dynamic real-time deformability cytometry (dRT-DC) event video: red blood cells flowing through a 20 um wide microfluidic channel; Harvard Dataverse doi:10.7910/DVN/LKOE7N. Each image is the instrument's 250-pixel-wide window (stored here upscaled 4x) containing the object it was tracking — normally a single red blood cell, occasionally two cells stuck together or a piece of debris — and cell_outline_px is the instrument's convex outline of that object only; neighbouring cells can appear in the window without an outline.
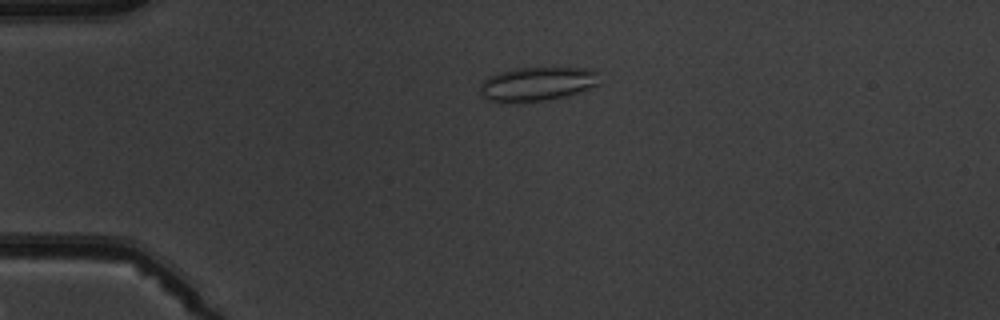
{"species": "common noctule bat (a hibernating species)", "species_latin": "Nyctalus noctula", "temperature_condition": "warm", "stored_images_in_passage": 5, "camera_frame_rate_fps": 3000, "um_per_image_px": 0.085, "animal": {"sex": "male", "body_mass_g": 19.5, "forearm_length_mm": 54.6}, "frame": {"image": 1, "passage_image": 3, "time_ms": 2.333, "image_size_px": [1000, 320], "cell_outline_px": [[600, 84], [580, 92], [564, 96], [544, 100], [500, 104], [484, 100], [480, 92], [480, 84], [488, 76], [496, 72], [516, 68], [592, 68], [600, 72]], "centroid_in_image_um": [45.63, 7.14], "position_along_channel_um": 39.4, "area_um2": 24.33}}
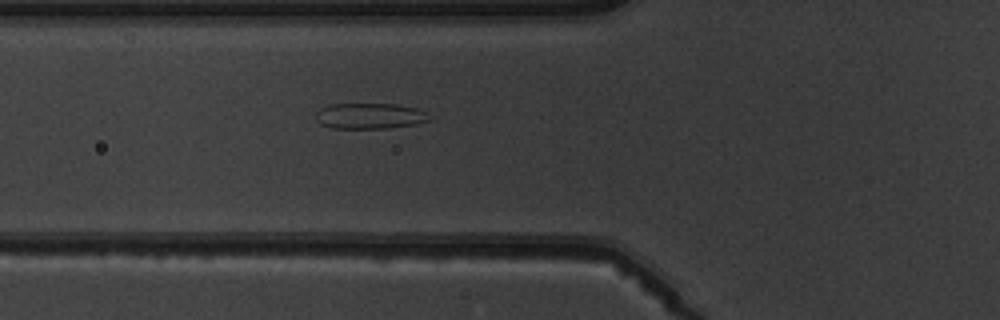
{"frame": {"image": 2, "passage_image": 5, "time_ms": 4.667, "image_size_px": [1000, 320], "cell_outline_px": [[432, 120], [416, 124], [388, 128], [332, 128], [320, 124], [316, 120], [316, 112], [320, 108], [328, 104], [396, 104], [416, 108], [424, 112]], "centroid_in_image_um": [31.4, 9.86], "position_along_channel_um": 94.4, "area_um2": 17.05}}